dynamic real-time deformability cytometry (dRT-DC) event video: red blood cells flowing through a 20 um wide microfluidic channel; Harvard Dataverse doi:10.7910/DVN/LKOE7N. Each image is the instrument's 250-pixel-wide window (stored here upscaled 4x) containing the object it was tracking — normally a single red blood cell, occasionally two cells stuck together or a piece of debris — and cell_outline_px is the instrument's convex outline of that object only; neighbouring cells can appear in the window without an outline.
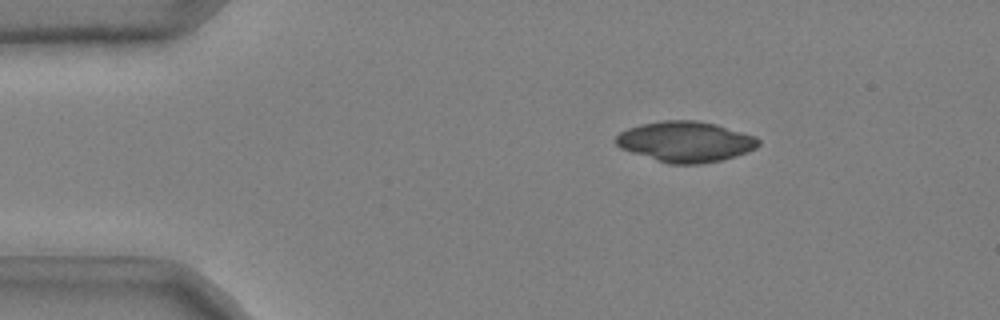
{"species": "common noctule bat (a hibernating species)", "species_latin": "Nyctalus noctula", "temperature_condition": "cold", "stored_images_in_passage": 41, "camera_frame_rate_fps": 3000, "um_per_image_px": 0.085, "animal": {"sex": "male", "body_mass_g": 20.4}, "frame": {"image": 1, "passage_image": 1, "time_ms": 0.0, "image_size_px": [1000, 320], "cell_outline_px": [[760, 144], [756, 148], [748, 152], [736, 156], [720, 160], [700, 164], [668, 164], [620, 148], [612, 140], [620, 132], [628, 128], [640, 124], [664, 120], [696, 120], [716, 124], [756, 136], [760, 140]], "centroid_in_image_um": [58.27, 12.04], "position_along_channel_um": 26.7, "area_um2": 33.87}}